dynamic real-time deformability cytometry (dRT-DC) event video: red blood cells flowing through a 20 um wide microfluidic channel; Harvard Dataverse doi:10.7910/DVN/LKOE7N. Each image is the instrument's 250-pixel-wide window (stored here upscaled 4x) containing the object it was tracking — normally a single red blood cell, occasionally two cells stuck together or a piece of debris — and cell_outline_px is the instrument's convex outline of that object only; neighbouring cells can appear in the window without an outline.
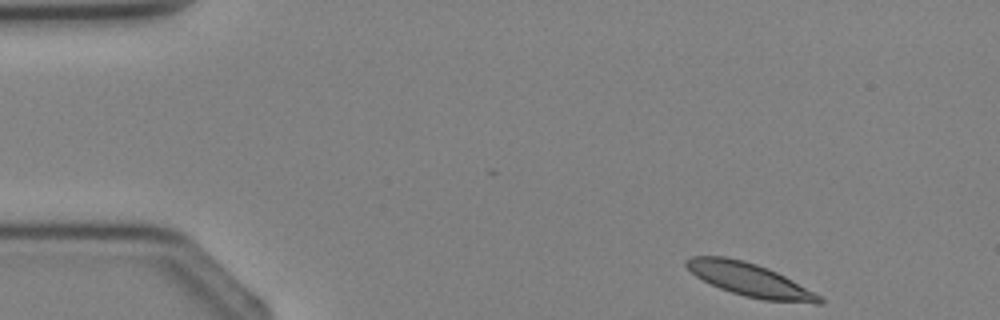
{"species": "Egyptian fruit bat (a non-hibernating species)", "species_latin": "Rousettus aegyptiacus", "temperature_condition": "cold", "stored_images_in_passage": 4, "camera_frame_rate_fps": 3000, "um_per_image_px": 0.085, "animal": {"sex": "female"}, "frame": {"image": 1, "passage_image": 1, "time_ms": 0.0, "image_size_px": [1000, 320], "cell_outline_px": [[824, 304], [816, 304], [764, 300], [744, 296], [720, 288], [696, 276], [684, 264], [684, 260], [688, 256], [724, 256], [744, 260], [768, 268], [792, 280], [820, 296], [824, 300]], "centroid_in_image_um": [63.72, 23.78], "position_along_channel_um": 21.3, "area_um2": 25.55}}